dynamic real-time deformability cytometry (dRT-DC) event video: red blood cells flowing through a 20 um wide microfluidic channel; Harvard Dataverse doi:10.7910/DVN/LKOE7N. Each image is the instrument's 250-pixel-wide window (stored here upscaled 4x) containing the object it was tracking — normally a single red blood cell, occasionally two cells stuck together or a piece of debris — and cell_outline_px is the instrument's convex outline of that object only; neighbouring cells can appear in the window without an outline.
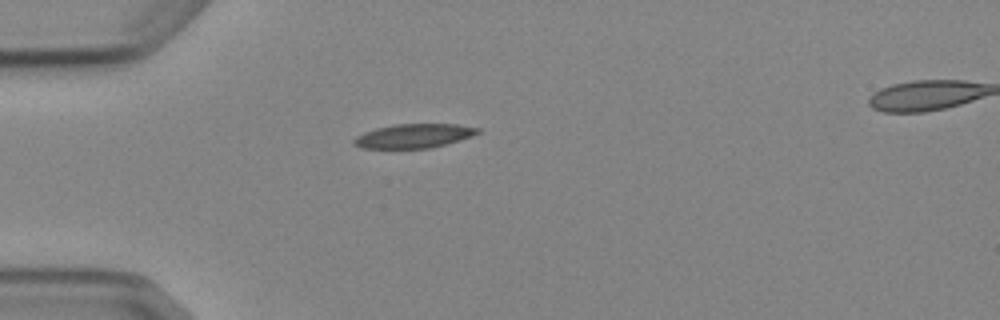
{"species": "Egyptian fruit bat (a non-hibernating species)", "species_latin": "Rousettus aegyptiacus", "temperature_condition": "cold", "stored_images_in_passage": 3, "camera_frame_rate_fps": 3000, "um_per_image_px": 0.085, "animal": {"sex": "female"}, "frame": {"image": 1, "passage_image": 1, "time_ms": 0.0, "image_size_px": [1000, 320], "cell_outline_px": [[480, 132], [472, 136], [460, 140], [432, 148], [360, 148], [352, 144], [352, 140], [356, 136], [364, 132], [376, 128], [396, 124], [456, 124], [480, 128]], "centroid_in_image_um": [35.16, 11.55], "position_along_channel_um": 49.8, "area_um2": 17.46}}
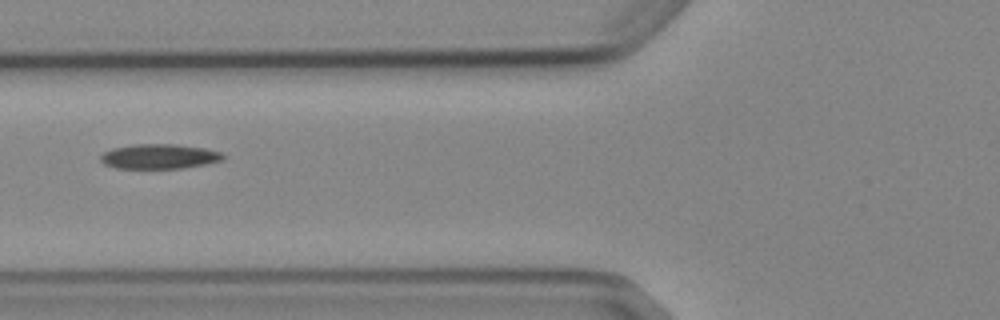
{"frame": {"image": 2, "passage_image": 3, "time_ms": 2.0, "image_size_px": [1000, 320], "cell_outline_px": [[224, 160], [184, 168], [116, 168], [104, 164], [100, 160], [100, 156], [104, 152], [112, 148], [136, 144], [176, 144], [204, 148], [220, 152], [224, 156]], "centroid_in_image_um": [13.52, 13.29], "position_along_channel_um": 112.3, "area_um2": 17.63}}